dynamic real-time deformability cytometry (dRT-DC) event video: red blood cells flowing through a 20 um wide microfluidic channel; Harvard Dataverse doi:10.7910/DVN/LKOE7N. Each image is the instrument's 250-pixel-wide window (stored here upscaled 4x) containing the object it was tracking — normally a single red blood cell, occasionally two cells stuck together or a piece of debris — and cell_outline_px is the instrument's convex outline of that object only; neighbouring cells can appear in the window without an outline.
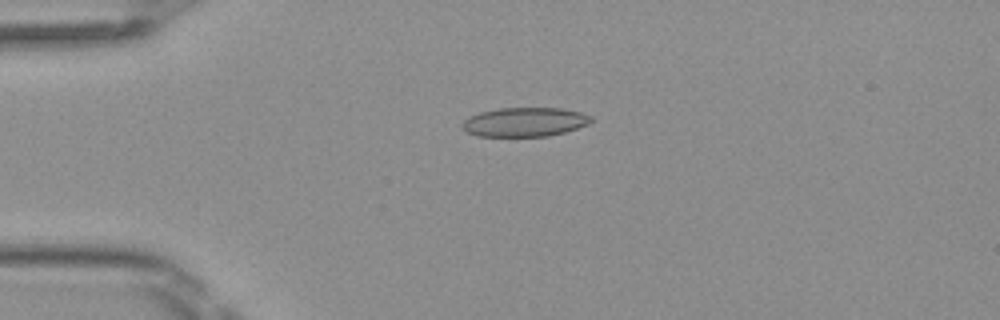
{"species": "Egyptian fruit bat (a non-hibernating species)", "species_latin": "Rousettus aegyptiacus", "temperature_condition": "room temperature", "stored_images_in_passage": 49, "camera_frame_rate_fps": 3000, "um_per_image_px": 0.085, "frame": {"image": 1, "passage_image": 12, "time_ms": 3.667, "image_size_px": [1000, 320], "cell_outline_px": [[592, 120], [588, 124], [564, 132], [548, 136], [476, 136], [468, 132], [460, 124], [468, 116], [480, 112], [500, 108], [560, 108], [580, 112], [592, 116]], "centroid_in_image_um": [44.58, 10.37], "position_along_channel_um": 40.4, "area_um2": 21.79}}
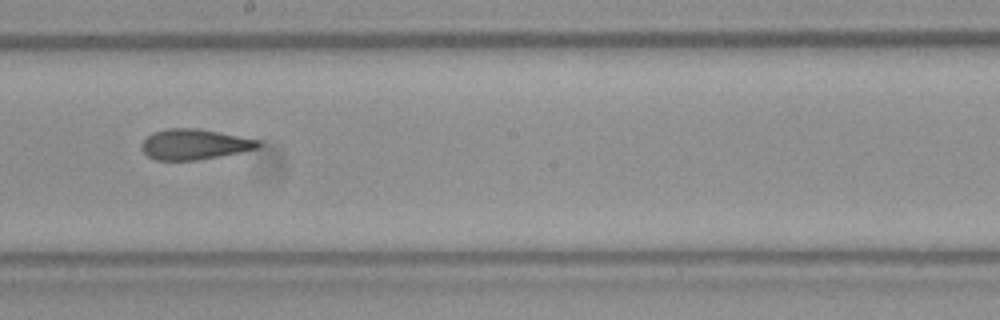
{"frame": {"image": 2, "passage_image": 28, "time_ms": 9.0, "image_size_px": [1000, 320], "cell_outline_px": [[260, 144], [256, 148], [240, 152], [220, 156], [196, 160], [156, 160], [148, 156], [140, 148], [144, 140], [152, 132], [168, 128], [200, 128], [260, 140]], "centroid_in_image_um": [16.5, 12.26], "position_along_channel_um": 231.7, "area_um2": 20.63}}
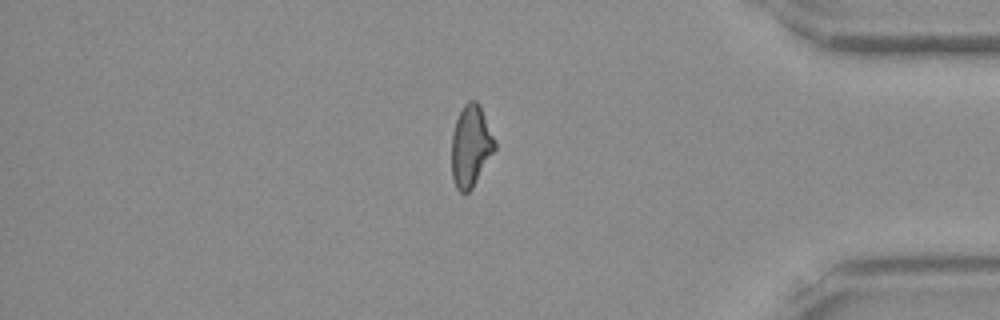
{"frame": {"image": 3, "passage_image": 42, "time_ms": 13.667, "image_size_px": [1000, 320], "cell_outline_px": [[496, 148], [472, 188], [468, 192], [460, 192], [456, 188], [452, 176], [452, 132], [456, 120], [464, 104], [468, 100], [476, 100], [480, 104], [496, 140]], "centroid_in_image_um": [40.03, 12.38], "position_along_channel_um": 395.2, "area_um2": 20.58}, "authors_computed_cell_mechanics": {"area_um2": 21.097, "velocity_mm_per_s": 4.1101, "shape_relaxation_time_tau1_ms": null, "shape_relaxation_time_tau2_ms": 2.4864, "deformation_change_tau1": null, "deformation_change_tau2": 0.098}}